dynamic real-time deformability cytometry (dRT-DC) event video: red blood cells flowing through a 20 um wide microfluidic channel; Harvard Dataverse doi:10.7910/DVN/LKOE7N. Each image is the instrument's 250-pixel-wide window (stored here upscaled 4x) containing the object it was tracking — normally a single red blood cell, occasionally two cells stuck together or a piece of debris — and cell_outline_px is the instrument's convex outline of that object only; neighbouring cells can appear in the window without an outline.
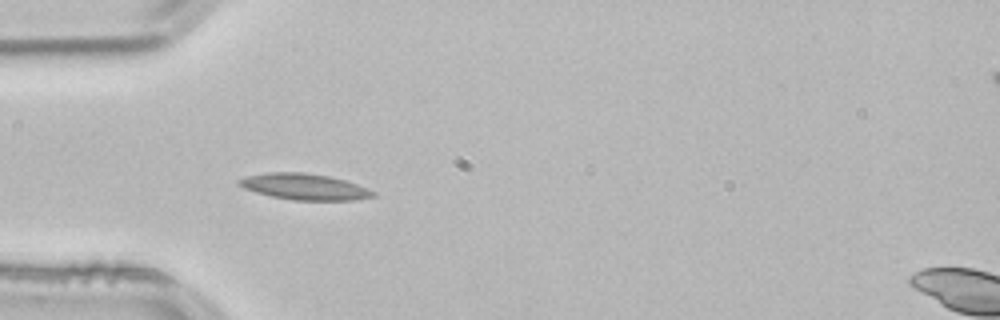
{"species": "common noctule bat (a hibernating species)", "species_latin": "Nyctalus noctula", "temperature_condition": "room temperature", "stored_images_in_passage": 11, "camera_frame_rate_fps": 3000, "um_per_image_px": 0.085, "animal": {"sex": "male", "body_mass_g": 21.5, "forearm_length_mm": 52.0}, "frame": {"image": 1, "passage_image": 4, "time_ms": 1.0, "image_size_px": [1000, 320], "cell_outline_px": [[376, 196], [352, 200], [292, 200], [272, 196], [256, 192], [244, 188], [236, 184], [236, 180], [248, 176], [268, 172], [304, 172], [328, 176], [344, 180], [356, 184], [376, 192]], "centroid_in_image_um": [25.85, 15.87], "position_along_channel_um": 59.2, "area_um2": 20.29}}